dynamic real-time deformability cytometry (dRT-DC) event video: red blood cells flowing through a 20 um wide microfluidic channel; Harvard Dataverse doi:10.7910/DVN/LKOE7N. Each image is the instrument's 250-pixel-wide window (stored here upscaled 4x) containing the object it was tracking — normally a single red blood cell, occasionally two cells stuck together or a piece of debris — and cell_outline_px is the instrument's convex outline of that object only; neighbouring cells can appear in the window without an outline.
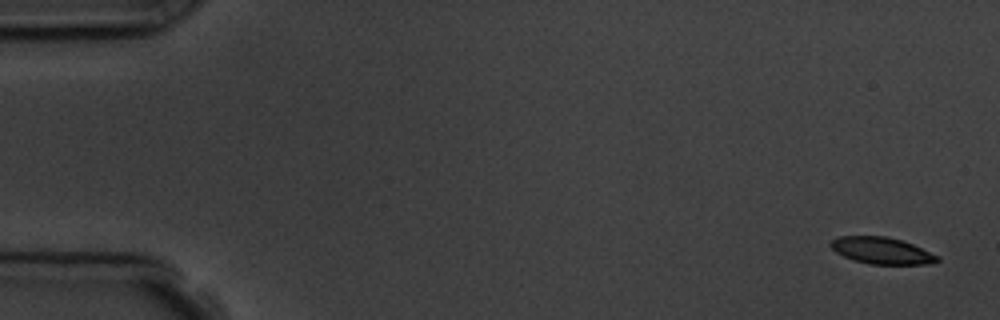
{"species": "common noctule bat (a hibernating species)", "species_latin": "Nyctalus noctula", "temperature_condition": "room temperature", "stored_images_in_passage": 5, "camera_frame_rate_fps": 3000, "um_per_image_px": 0.085, "animal": {"sex": "male", "body_mass_g": 19.5, "forearm_length_mm": 54.6}, "frame": {"image": 1, "passage_image": 1, "time_ms": 0.0, "image_size_px": [1000, 320], "cell_outline_px": [[940, 260], [924, 264], [868, 264], [844, 256], [836, 252], [828, 244], [836, 236], [888, 236], [912, 244], [940, 256]], "centroid_in_image_um": [74.92, 21.29], "position_along_channel_um": 10.1, "area_um2": 16.47}}
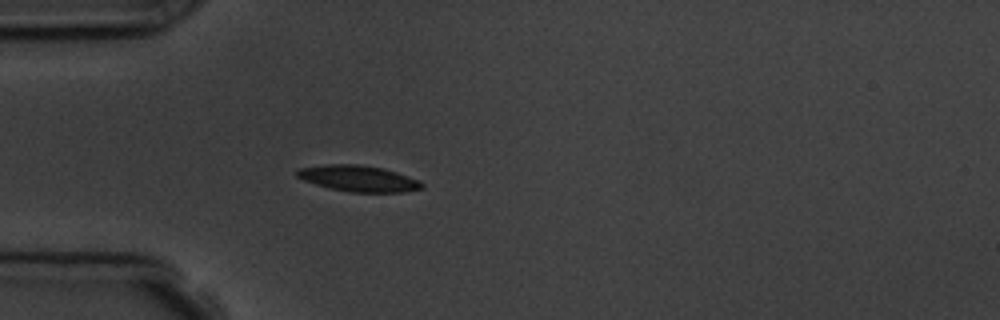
{"frame": {"image": 2, "passage_image": 5, "time_ms": 4.667, "image_size_px": [1000, 320], "cell_outline_px": [[424, 188], [404, 192], [352, 192], [332, 188], [316, 184], [304, 180], [296, 176], [296, 172], [300, 168], [328, 164], [356, 164], [384, 168], [420, 180], [424, 184]], "centroid_in_image_um": [30.52, 15.17], "position_along_channel_um": 54.5, "area_um2": 18.84}}